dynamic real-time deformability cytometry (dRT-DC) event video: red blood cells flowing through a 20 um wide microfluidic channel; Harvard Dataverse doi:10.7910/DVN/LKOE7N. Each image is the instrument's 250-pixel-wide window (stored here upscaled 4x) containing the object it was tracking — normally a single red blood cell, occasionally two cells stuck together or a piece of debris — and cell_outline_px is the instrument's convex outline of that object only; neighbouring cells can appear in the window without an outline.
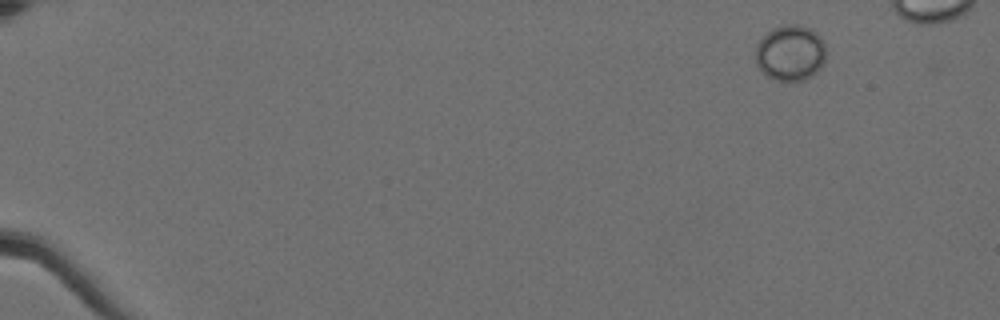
{"species": "Egyptian fruit bat (a non-hibernating species)", "species_latin": "Rousettus aegyptiacus", "temperature_condition": "cold", "stored_images_in_passage": 49, "camera_frame_rate_fps": 3000, "um_per_image_px": 0.085, "animal": {"sex": "female"}, "frame": {"image": 1, "passage_image": 1, "time_ms": 0.0, "image_size_px": [1000, 320], "cell_outline_px": [[828, 52], [824, 64], [816, 72], [804, 80], [776, 80], [768, 76], [756, 64], [756, 44], [772, 28], [788, 24], [800, 24], [812, 28], [820, 36]], "centroid_in_image_um": [67.22, 4.47], "position_along_channel_um": 17.8, "area_um2": 23.06}}
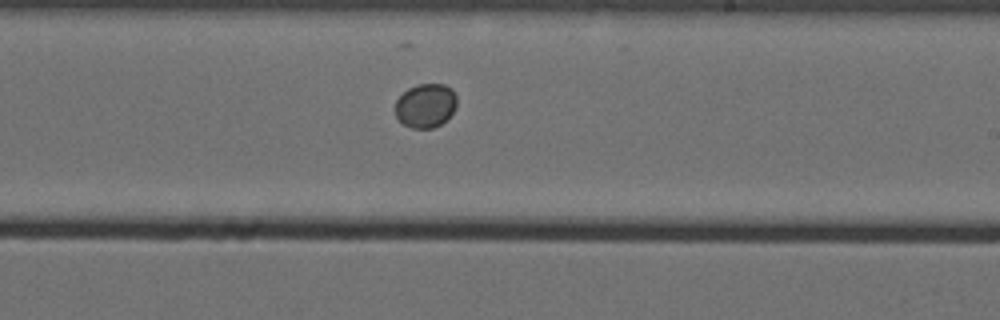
{"frame": {"image": 2, "passage_image": 33, "time_ms": 10.667, "image_size_px": [1000, 320], "cell_outline_px": [[456, 104], [452, 112], [440, 124], [432, 128], [412, 128], [404, 124], [396, 116], [396, 100], [408, 88], [416, 84], [444, 84], [452, 88], [456, 96]], "centroid_in_image_um": [36.17, 8.95], "position_along_channel_um": 252.8, "area_um2": 15.61}}
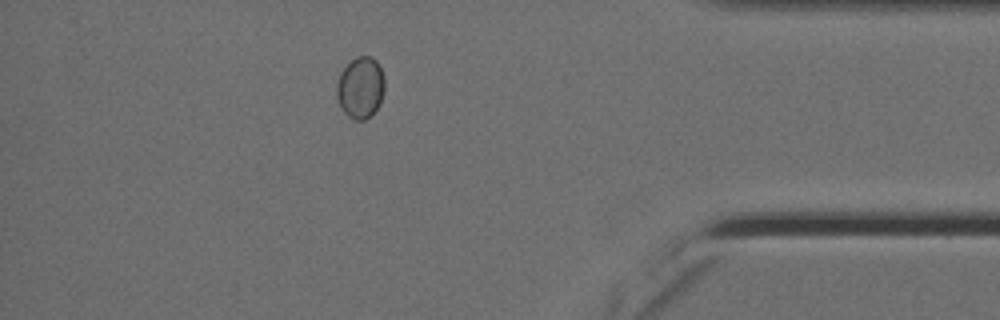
{"frame": {"image": 3, "passage_image": 48, "time_ms": 15.667, "image_size_px": [1000, 320], "cell_outline_px": [[384, 92], [380, 104], [364, 120], [356, 120], [348, 116], [340, 108], [336, 96], [336, 84], [340, 72], [356, 56], [372, 56], [376, 60], [384, 76]], "centroid_in_image_um": [30.62, 7.44], "position_along_channel_um": 404.6, "area_um2": 17.22}}